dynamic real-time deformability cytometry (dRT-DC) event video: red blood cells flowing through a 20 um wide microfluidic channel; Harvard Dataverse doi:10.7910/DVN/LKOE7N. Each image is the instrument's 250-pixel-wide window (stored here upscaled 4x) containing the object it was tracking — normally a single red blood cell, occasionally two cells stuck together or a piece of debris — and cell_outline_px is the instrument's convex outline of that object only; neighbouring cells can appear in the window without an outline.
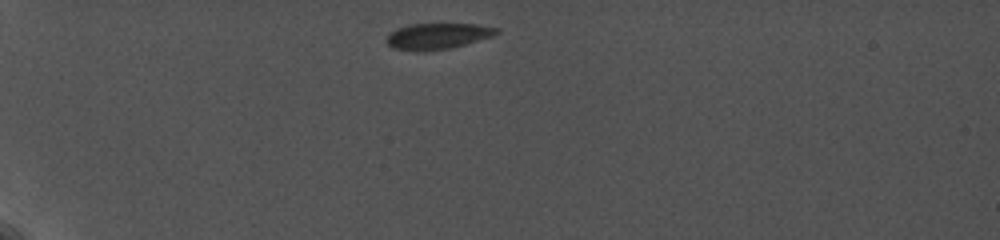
{"species": "common noctule bat (a hibernating species)", "species_latin": "Nyctalus noctula", "temperature_condition": "cold", "stored_images_in_passage": 71, "camera_frame_rate_fps": 5000, "um_per_image_px": 0.085, "animal": {"sex": "female", "body_mass_g": 19.0, "forearm_length_mm": 56.7}, "frame": {"image": 1, "passage_image": 1, "time_ms": 0.0, "image_size_px": [1000, 240], "cell_outline_px": [[500, 32], [492, 36], [452, 48], [424, 52], [416, 52], [392, 48], [384, 40], [388, 32], [396, 28], [408, 24], [476, 24], [500, 28]], "centroid_in_image_um": [37.13, 3.08], "position_along_channel_um": 47.9, "area_um2": 17.11}}
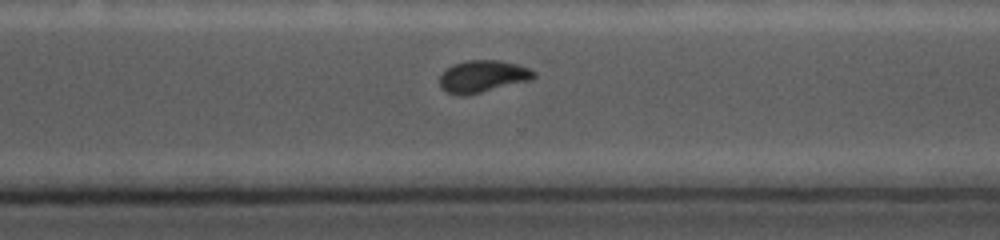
{"frame": {"image": 2, "passage_image": 53, "time_ms": 9.0, "image_size_px": [1000, 240], "cell_outline_px": [[536, 76], [532, 80], [464, 96], [460, 96], [448, 92], [440, 88], [440, 76], [452, 64], [464, 60], [500, 60], [516, 64], [528, 68], [536, 72]], "centroid_in_image_um": [41.04, 6.49], "position_along_channel_um": 329.6, "area_um2": 17.63}}
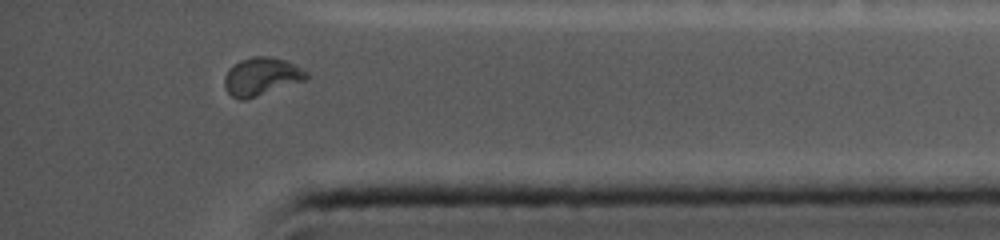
{"frame": {"image": 3, "passage_image": 66, "time_ms": 11.2, "image_size_px": [1000, 240], "cell_outline_px": [[308, 76], [304, 80], [244, 100], [240, 100], [232, 96], [224, 88], [224, 76], [228, 68], [240, 60], [252, 56], [268, 56], [284, 60], [308, 72]], "centroid_in_image_um": [22.15, 6.49], "position_along_channel_um": 413.0, "area_um2": 17.86}}